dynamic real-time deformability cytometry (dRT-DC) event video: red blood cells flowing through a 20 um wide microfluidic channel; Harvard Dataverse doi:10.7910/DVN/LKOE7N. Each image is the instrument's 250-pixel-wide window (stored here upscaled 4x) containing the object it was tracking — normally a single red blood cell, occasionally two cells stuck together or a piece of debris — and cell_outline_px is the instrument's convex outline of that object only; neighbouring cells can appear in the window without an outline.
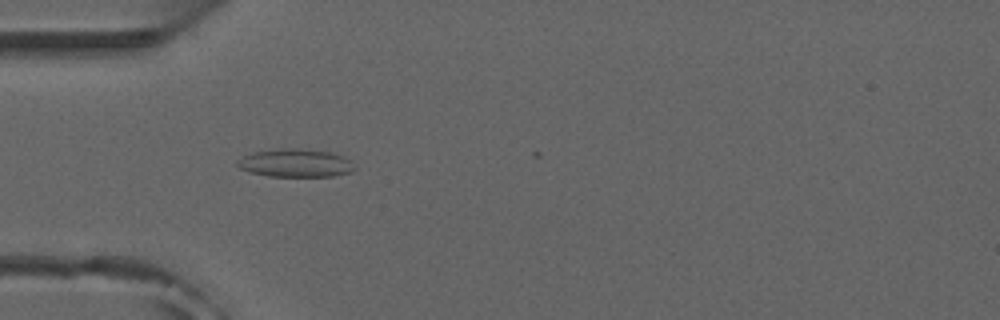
{"species": "common noctule bat (a hibernating species)", "species_latin": "Nyctalus noctula", "temperature_condition": "room temperature", "stored_images_in_passage": 21, "camera_frame_rate_fps": 3000, "um_per_image_px": 0.085, "animal": {"sex": "male", "forearm_length_mm": 52.5}, "frame": {"image": 1, "passage_image": 15, "time_ms": 4.667, "image_size_px": [1000, 320], "cell_outline_px": [[356, 168], [352, 172], [332, 176], [268, 176], [252, 172], [240, 168], [236, 164], [236, 160], [244, 156], [256, 152], [284, 148], [296, 148], [328, 152], [344, 156]], "centroid_in_image_um": [25.12, 13.86], "position_along_channel_um": 59.9, "area_um2": 18.9}}
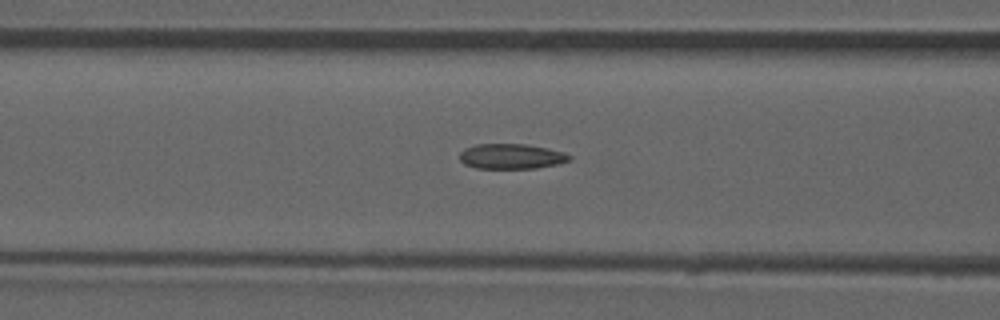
{"frame": {"image": 2, "passage_image": 20, "time_ms": 6.333, "image_size_px": [1000, 320], "cell_outline_px": [[572, 160], [560, 164], [536, 168], [476, 168], [464, 164], [460, 160], [460, 152], [464, 148], [476, 144], [528, 144], [548, 148], [564, 152], [572, 156]], "centroid_in_image_um": [43.5, 13.29], "position_along_channel_um": 123.1, "area_um2": 16.3}}